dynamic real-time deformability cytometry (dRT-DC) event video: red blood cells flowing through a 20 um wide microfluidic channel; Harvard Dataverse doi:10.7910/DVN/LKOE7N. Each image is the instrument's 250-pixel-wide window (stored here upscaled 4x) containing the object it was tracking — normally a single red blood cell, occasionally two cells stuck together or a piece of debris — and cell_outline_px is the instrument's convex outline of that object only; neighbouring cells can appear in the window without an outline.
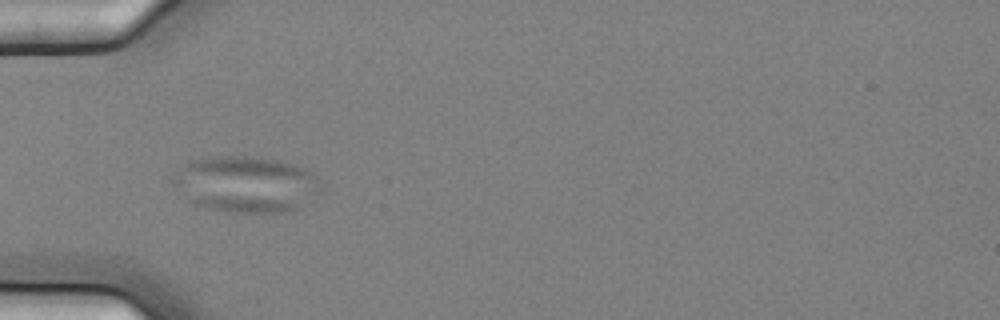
{"species": "common noctule bat (a hibernating species)", "species_latin": "Nyctalus noctula", "temperature_condition": "cold", "stored_images_in_passage": 4, "camera_frame_rate_fps": 3000, "um_per_image_px": 0.085, "animal": {"sex": "female", "body_mass_g": 25.1}, "frame": {"image": 1, "passage_image": 1, "time_ms": 0.0, "image_size_px": [1000, 320], "cell_outline_px": [[316, 192], [300, 208], [288, 212], [228, 212], [196, 204], [188, 200], [172, 184], [172, 176], [184, 164], [192, 160], [216, 156], [244, 156], [276, 160], [292, 164], [304, 168], [312, 176]], "centroid_in_image_um": [20.79, 15.66], "position_along_channel_um": 64.2, "area_um2": 47.22}}
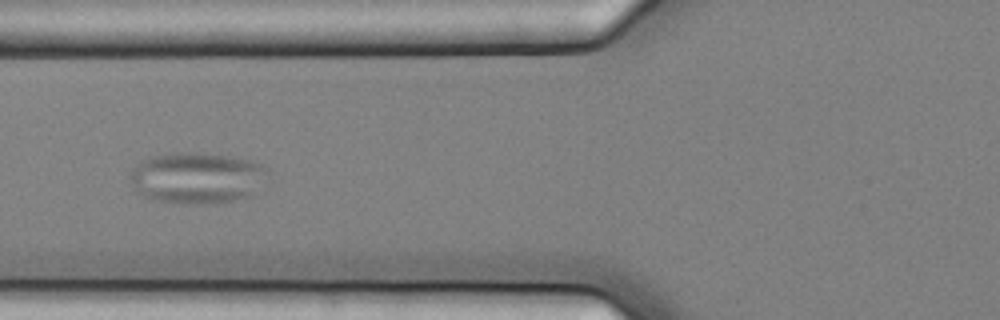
{"frame": {"image": 2, "passage_image": 2, "time_ms": 0.333, "image_size_px": [1000, 320], "cell_outline_px": [[268, 168], [252, 196], [236, 200], [212, 204], [180, 204], [156, 200], [144, 196], [136, 192], [132, 184], [132, 168], [140, 160], [152, 156], [176, 152], [196, 152], [228, 156], [252, 160]], "centroid_in_image_um": [16.71, 15.12], "position_along_channel_um": 109.1, "area_um2": 41.15}}
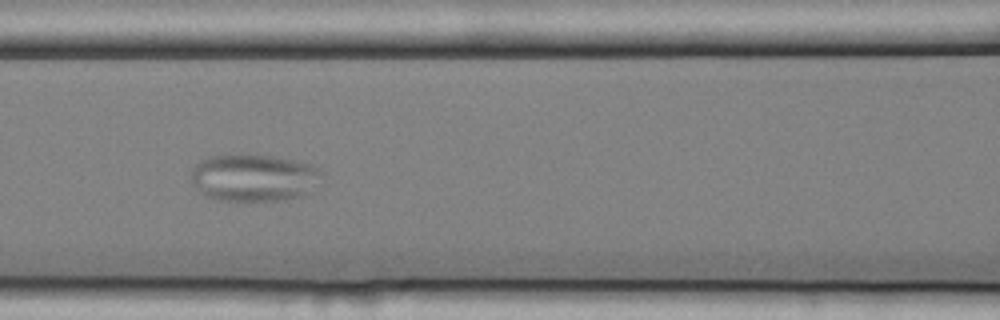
{"frame": {"image": 3, "passage_image": 3, "time_ms": 0.667, "image_size_px": [1000, 320], "cell_outline_px": [[324, 176], [300, 196], [284, 200], [220, 200], [204, 196], [200, 192], [192, 180], [192, 168], [200, 160], [212, 156], [272, 156], [296, 160], [316, 164], [320, 168]], "centroid_in_image_um": [21.6, 15.1], "position_along_channel_um": 145.0, "area_um2": 35.49}}